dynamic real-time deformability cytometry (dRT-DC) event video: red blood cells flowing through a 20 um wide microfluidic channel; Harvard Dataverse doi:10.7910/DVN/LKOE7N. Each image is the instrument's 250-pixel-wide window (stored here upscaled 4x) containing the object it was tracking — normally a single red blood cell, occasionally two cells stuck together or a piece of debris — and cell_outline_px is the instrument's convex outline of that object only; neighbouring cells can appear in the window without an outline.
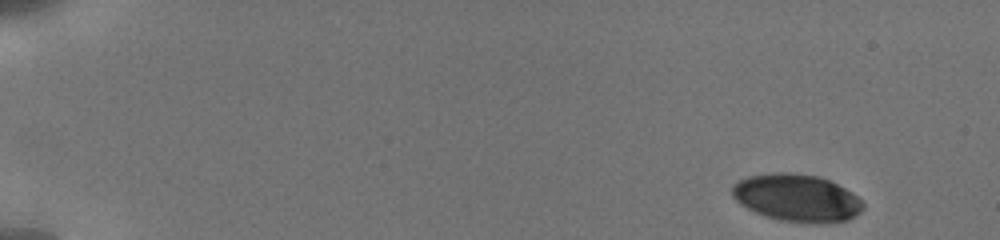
{"species": "human", "species_latin": "Homo sapiens", "temperature_condition": "cold", "stored_images_in_passage": 29, "camera_frame_rate_fps": 3000, "um_per_image_px": 0.085, "donor": {"sex": "male"}, "frame": {"image": 1, "passage_image": 1, "time_ms": 0.0, "image_size_px": [1000, 240], "cell_outline_px": [[864, 208], [860, 212], [848, 220], [828, 224], [816, 224], [780, 220], [756, 212], [740, 204], [732, 196], [732, 184], [748, 176], [772, 172], [792, 172], [820, 176], [852, 192], [864, 204]], "centroid_in_image_um": [67.74, 16.82], "position_along_channel_um": 17.3, "area_um2": 36.36}}
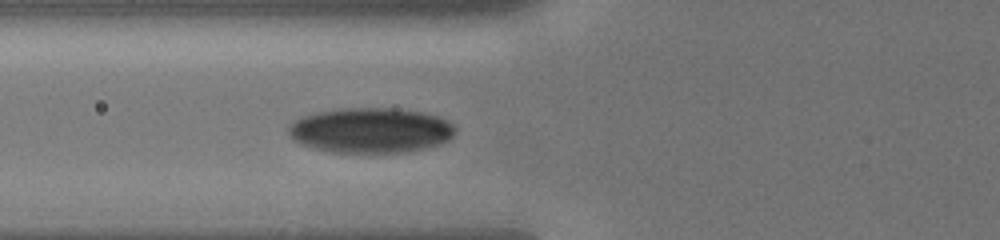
{"frame": {"image": 2, "passage_image": 17, "time_ms": 6.0, "image_size_px": [1000, 240], "cell_outline_px": [[456, 132], [448, 140], [440, 144], [408, 152], [332, 152], [312, 148], [300, 144], [292, 140], [288, 132], [288, 124], [304, 116], [320, 112], [340, 108], [396, 108], [420, 112], [436, 116], [452, 124], [456, 128]], "centroid_in_image_um": [31.48, 11.08], "position_along_channel_um": 94.3, "area_um2": 43.81}}
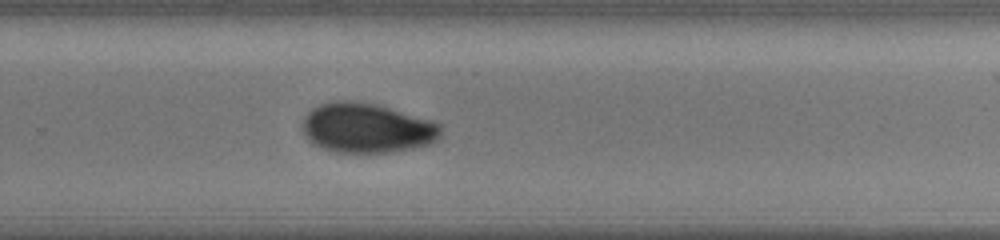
{"frame": {"image": 3, "passage_image": 29, "time_ms": 11.333, "image_size_px": [1000, 240], "cell_outline_px": [[440, 140], [428, 144], [412, 148], [384, 152], [336, 152], [312, 144], [304, 132], [304, 116], [312, 108], [320, 104], [332, 100], [360, 100], [376, 104], [432, 120], [440, 124]], "centroid_in_image_um": [31.18, 10.85], "position_along_channel_um": 298.6, "area_um2": 40.06}}